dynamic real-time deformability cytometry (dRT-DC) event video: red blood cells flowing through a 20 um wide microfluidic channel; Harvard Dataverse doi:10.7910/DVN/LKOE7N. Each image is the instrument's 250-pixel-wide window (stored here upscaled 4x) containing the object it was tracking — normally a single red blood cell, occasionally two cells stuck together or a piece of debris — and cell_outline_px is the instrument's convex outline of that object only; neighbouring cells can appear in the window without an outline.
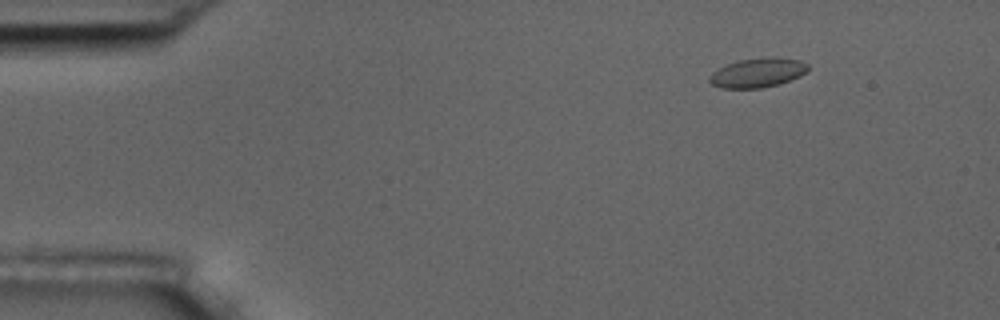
{"species": "common noctule bat (a hibernating species)", "species_latin": "Nyctalus noctula", "temperature_condition": "room temperature", "stored_images_in_passage": 5, "camera_frame_rate_fps": 3000, "um_per_image_px": 0.085, "animal": {"sex": "male", "body_mass_g": 17.5, "forearm_length_mm": 52.3}, "frame": {"image": 1, "passage_image": 1, "time_ms": 0.0, "image_size_px": [1000, 320], "cell_outline_px": [[808, 68], [800, 76], [776, 84], [760, 88], [720, 88], [712, 84], [708, 80], [712, 72], [728, 64], [740, 60], [800, 60], [808, 64]], "centroid_in_image_um": [64.33, 6.24], "position_along_channel_um": 20.7, "area_um2": 15.72}}
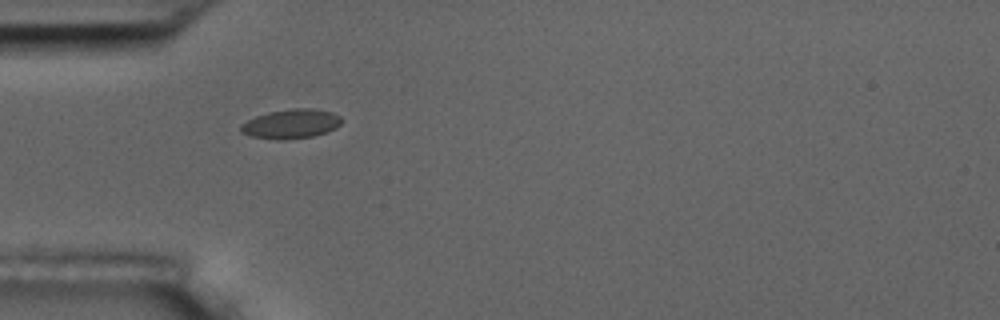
{"frame": {"image": 2, "passage_image": 4, "time_ms": 3.333, "image_size_px": [1000, 320], "cell_outline_px": [[344, 120], [336, 128], [312, 136], [284, 140], [276, 140], [252, 136], [240, 132], [240, 124], [256, 116], [268, 112], [292, 108], [312, 108], [332, 112], [340, 116]], "centroid_in_image_um": [24.74, 10.52], "position_along_channel_um": 60.3, "area_um2": 17.28}}